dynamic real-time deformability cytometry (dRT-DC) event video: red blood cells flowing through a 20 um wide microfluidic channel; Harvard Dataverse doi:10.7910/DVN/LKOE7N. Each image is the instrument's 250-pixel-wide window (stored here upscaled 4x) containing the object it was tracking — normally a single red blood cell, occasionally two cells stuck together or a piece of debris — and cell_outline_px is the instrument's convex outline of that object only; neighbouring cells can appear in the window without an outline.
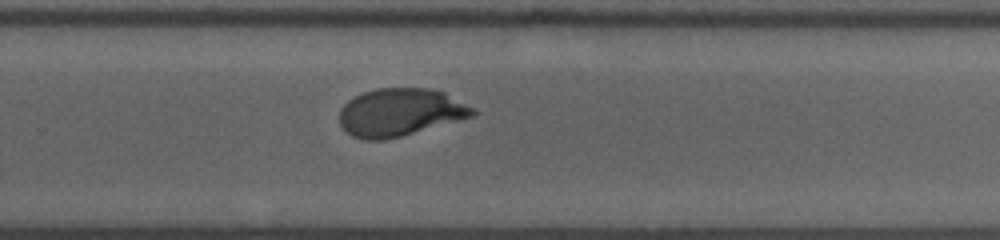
{"species": "human", "species_latin": "Homo sapiens", "temperature_condition": "room temperature", "stored_images_in_passage": 10, "camera_frame_rate_fps": 3000, "um_per_image_px": 0.085, "donor": {"sex": "male"}, "frame": {"image": 1, "passage_image": 10, "time_ms": 3.0, "image_size_px": [1000, 240], "cell_outline_px": [[480, 112], [476, 116], [400, 136], [384, 140], [364, 140], [352, 136], [340, 124], [340, 108], [348, 100], [364, 92], [376, 88], [432, 88], [444, 92]], "centroid_in_image_um": [34.03, 9.54], "position_along_channel_um": 295.8, "area_um2": 37.05}}